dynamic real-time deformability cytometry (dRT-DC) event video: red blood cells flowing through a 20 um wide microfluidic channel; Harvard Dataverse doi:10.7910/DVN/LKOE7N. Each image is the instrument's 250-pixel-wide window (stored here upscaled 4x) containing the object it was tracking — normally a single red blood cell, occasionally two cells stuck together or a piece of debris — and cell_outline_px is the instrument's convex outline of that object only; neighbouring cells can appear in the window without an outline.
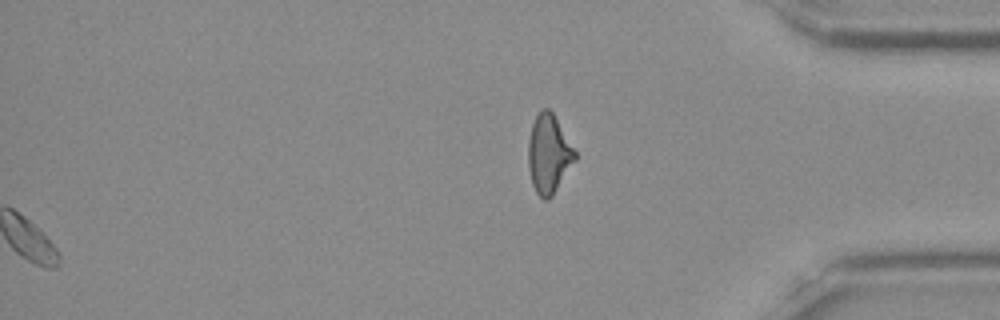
{"species": "Egyptian fruit bat (a non-hibernating species)", "species_latin": "Rousettus aegyptiacus", "temperature_condition": "room temperature", "stored_images_in_passage": 47, "segment_of_instrument_passage": [2, 2], "camera_frame_rate_fps": 3000, "um_per_image_px": 0.085, "frame": {"image": 1, "passage_image": 47, "time_ms": 15.333, "image_size_px": [1000, 320], "cell_outline_px": [[576, 160], [552, 196], [548, 200], [544, 200], [536, 192], [532, 184], [528, 168], [528, 140], [532, 124], [540, 108], [548, 108], [552, 112], [576, 152]], "centroid_in_image_um": [46.63, 13.09], "position_along_channel_um": 388.6, "area_um2": 21.39}}